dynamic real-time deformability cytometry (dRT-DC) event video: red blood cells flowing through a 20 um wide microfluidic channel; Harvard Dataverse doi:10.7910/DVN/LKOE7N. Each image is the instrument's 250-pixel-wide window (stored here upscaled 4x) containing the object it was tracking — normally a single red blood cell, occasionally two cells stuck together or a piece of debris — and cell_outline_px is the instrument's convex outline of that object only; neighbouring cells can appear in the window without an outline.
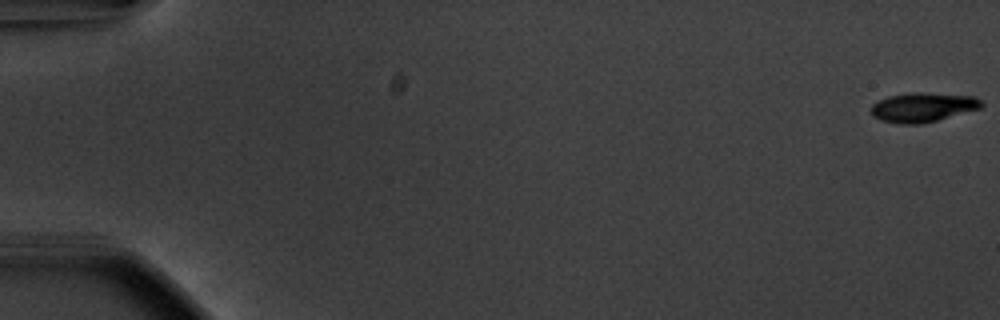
{"species": "common noctule bat (a hibernating species)", "species_latin": "Nyctalus noctula", "temperature_condition": "warm", "stored_images_in_passage": 57, "segment_of_instrument_passage": [1, 2], "camera_frame_rate_fps": 3000, "um_per_image_px": 0.085, "animal": {"sex": "male", "body_mass_g": 20.1, "forearm_length_mm": 53.5}, "frame": {"image": 1, "passage_image": 1, "time_ms": 0.0, "image_size_px": [1000, 320], "cell_outline_px": [[984, 104], [980, 108], [936, 120], [920, 124], [900, 124], [880, 120], [872, 116], [872, 104], [888, 96], [912, 92], [920, 92], [972, 96], [980, 100]], "centroid_in_image_um": [78.41, 9.12], "position_along_channel_um": 6.6, "area_um2": 18.67}}
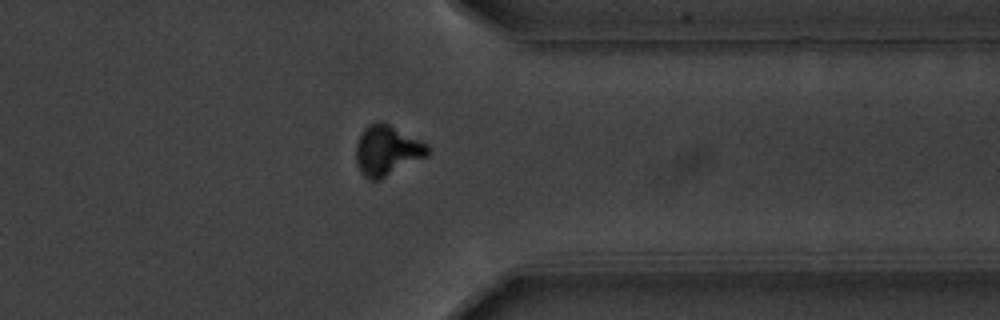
{"frame": {"image": 2, "passage_image": 45, "time_ms": 14.667, "image_size_px": [1000, 320], "cell_outline_px": [[428, 156], [380, 180], [368, 180], [360, 172], [356, 164], [356, 144], [360, 132], [368, 124], [380, 120], [384, 120], [428, 144]], "centroid_in_image_um": [32.88, 12.77], "position_along_channel_um": 378.5, "area_um2": 21.5}}
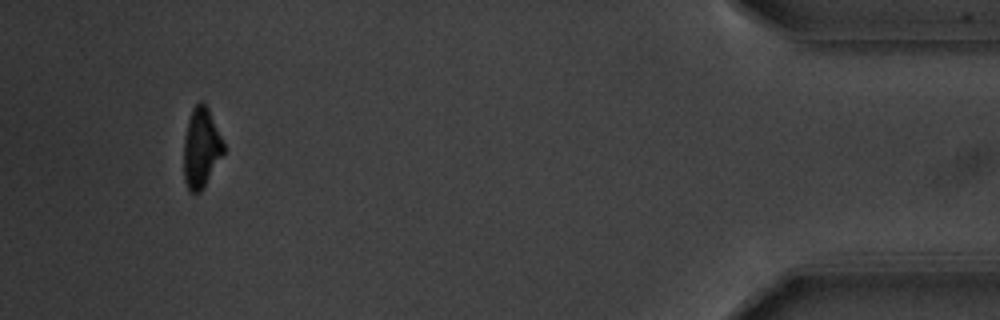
{"frame": {"image": 3, "passage_image": 53, "time_ms": 17.333, "image_size_px": [1000, 320], "cell_outline_px": [[224, 152], [200, 192], [188, 192], [184, 180], [184, 136], [188, 120], [192, 108], [200, 100], [208, 108], [224, 144]], "centroid_in_image_um": [17.07, 12.57], "position_along_channel_um": 418.1, "area_um2": 18.26}}